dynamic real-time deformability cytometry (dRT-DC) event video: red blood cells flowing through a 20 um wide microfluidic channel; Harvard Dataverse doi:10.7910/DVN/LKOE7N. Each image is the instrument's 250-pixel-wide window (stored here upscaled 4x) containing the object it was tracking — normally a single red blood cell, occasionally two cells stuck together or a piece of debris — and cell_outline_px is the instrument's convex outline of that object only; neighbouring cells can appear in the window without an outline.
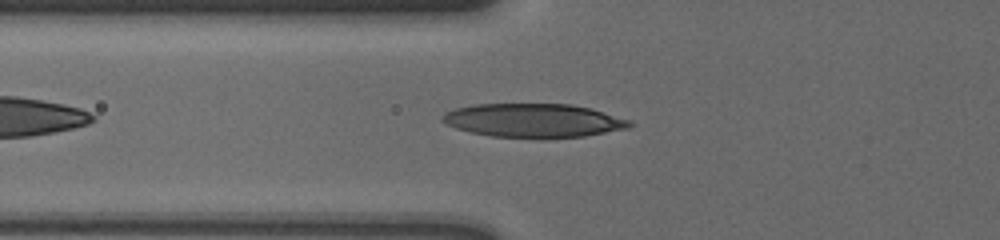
{"species": "human", "species_latin": "Homo sapiens", "temperature_condition": "cold", "stored_images_in_passage": 41, "camera_frame_rate_fps": 3000, "um_per_image_px": 0.085, "donor": {"sex": "male"}, "frame": {"image": 1, "passage_image": 6, "time_ms": 1.667, "image_size_px": [1000, 240], "cell_outline_px": [[632, 124], [628, 128], [584, 136], [540, 140], [492, 136], [472, 132], [456, 128], [444, 124], [440, 120], [448, 112], [456, 108], [476, 104], [572, 104], [592, 108], [632, 120]], "centroid_in_image_um": [45.39, 10.26], "position_along_channel_um": 80.4, "area_um2": 37.4}}
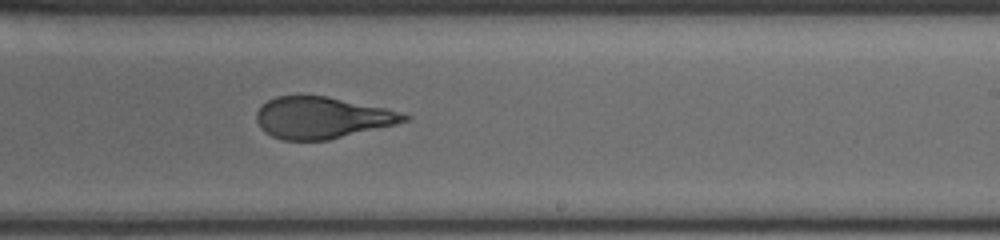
{"frame": {"image": 2, "passage_image": 21, "time_ms": 6.667, "image_size_px": [1000, 240], "cell_outline_px": [[412, 120], [328, 140], [284, 140], [272, 136], [264, 132], [260, 128], [256, 120], [256, 112], [268, 100], [276, 96], [328, 96], [384, 108], [400, 112], [412, 116]], "centroid_in_image_um": [27.37, 10.01], "position_along_channel_um": 261.6, "area_um2": 35.66}}
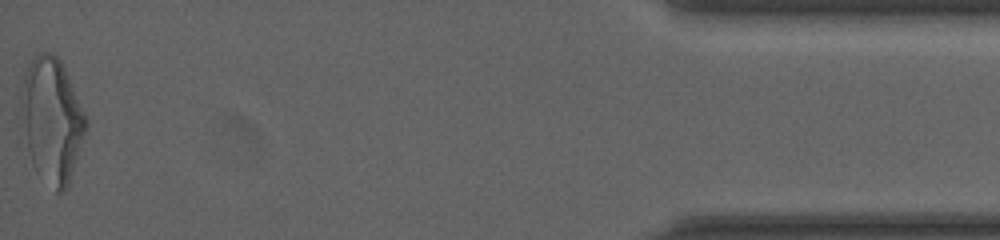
{"frame": {"image": 3, "passage_image": 41, "time_ms": 13.333, "image_size_px": [1000, 240], "cell_outline_px": [[88, 124], [68, 188], [64, 192], [56, 192], [36, 172], [32, 164], [28, 148], [20, 108], [20, 96], [24, 76], [36, 52], [48, 52], [56, 56], [60, 60], [64, 68], [88, 120]], "centroid_in_image_um": [4.42, 10.23], "position_along_channel_um": 430.8, "area_um2": 46.7}, "authors_computed_cell_mechanics": {"area_um2": 36.5296, "velocity_mm_per_s": 3.6174, "shape_relaxation_time_tau1_ms": 5.7438, "shape_relaxation_time_tau2_ms": 1.1093, "deformation_change_tau1": 0.1913, "deformation_change_tau2": 0.0789}}